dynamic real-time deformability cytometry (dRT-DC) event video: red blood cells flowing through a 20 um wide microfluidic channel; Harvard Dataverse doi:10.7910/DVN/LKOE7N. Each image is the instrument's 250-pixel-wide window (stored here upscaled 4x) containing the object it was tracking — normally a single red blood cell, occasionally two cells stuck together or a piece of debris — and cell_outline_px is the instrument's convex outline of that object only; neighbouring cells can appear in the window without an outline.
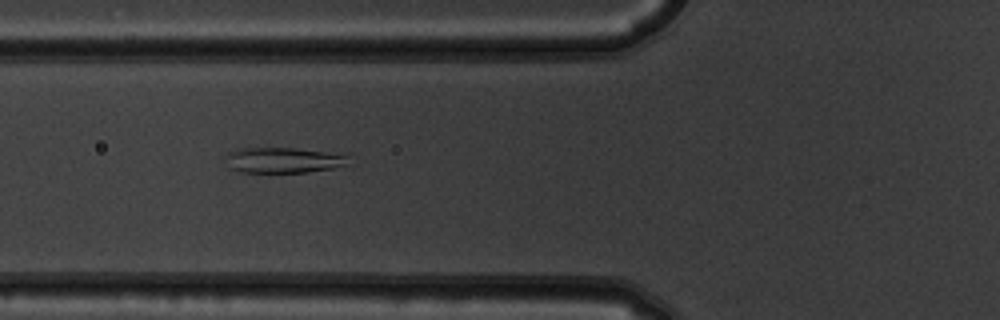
{"species": "common noctule bat (a hibernating species)", "species_latin": "Nyctalus noctula", "temperature_condition": "warm", "stored_images_in_passage": 7, "camera_frame_rate_fps": 3000, "um_per_image_px": 0.085, "animal": {"sex": "male", "body_mass_g": 19.5, "forearm_length_mm": 54.6}, "frame": {"image": 1, "passage_image": 6, "time_ms": 1.667, "image_size_px": [1000, 320], "cell_outline_px": [[348, 164], [332, 168], [308, 172], [240, 172], [232, 168], [228, 156], [228, 152], [240, 148], [296, 148], [324, 152], [348, 156]], "centroid_in_image_um": [24.1, 13.61], "position_along_channel_um": 101.7, "area_um2": 17.74}}